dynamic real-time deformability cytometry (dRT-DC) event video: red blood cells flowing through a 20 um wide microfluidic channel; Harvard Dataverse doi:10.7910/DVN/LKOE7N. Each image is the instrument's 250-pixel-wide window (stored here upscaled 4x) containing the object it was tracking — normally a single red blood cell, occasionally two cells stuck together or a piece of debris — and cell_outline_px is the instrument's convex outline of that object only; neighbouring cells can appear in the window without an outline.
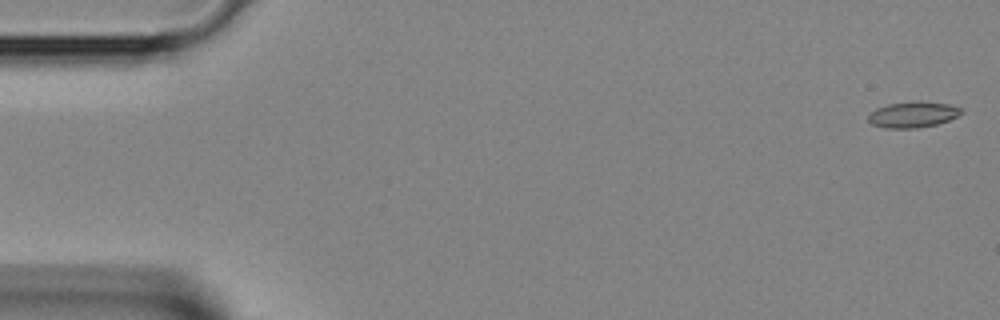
{"species": "Egyptian fruit bat (a non-hibernating species)", "species_latin": "Rousettus aegyptiacus", "temperature_condition": "room temperature", "stored_images_in_passage": 3, "camera_frame_rate_fps": 3000, "um_per_image_px": 0.085, "animal": {"sex": "female"}, "frame": {"image": 1, "passage_image": 1, "time_ms": 0.0, "image_size_px": [1000, 320], "cell_outline_px": [[964, 112], [948, 120], [936, 124], [916, 128], [884, 128], [872, 124], [868, 120], [868, 116], [876, 108], [888, 104], [916, 100], [920, 100], [948, 104], [960, 108]], "centroid_in_image_um": [77.58, 9.72], "position_along_channel_um": 7.4, "area_um2": 14.05}}